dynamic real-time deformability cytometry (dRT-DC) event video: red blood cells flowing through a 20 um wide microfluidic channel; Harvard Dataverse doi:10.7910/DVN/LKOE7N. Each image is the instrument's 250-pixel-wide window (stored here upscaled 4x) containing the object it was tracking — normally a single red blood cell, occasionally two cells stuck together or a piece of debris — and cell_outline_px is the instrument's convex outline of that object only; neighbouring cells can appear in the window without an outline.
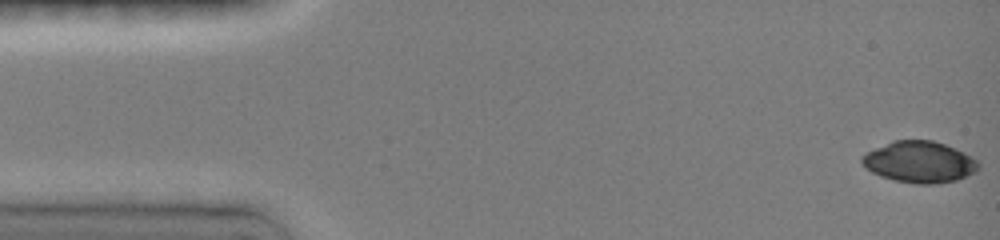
{"species": "common noctule bat (a hibernating species)", "species_latin": "Nyctalus noctula", "temperature_condition": "room temperature", "stored_images_in_passage": 48, "camera_frame_rate_fps": 3000, "um_per_image_px": 0.085, "animal": {"sex": "female", "body_mass_g": 19.0, "forearm_length_mm": 51.5}, "frame": {"image": 1, "passage_image": 1, "time_ms": 0.0, "image_size_px": [1000, 240], "cell_outline_px": [[980, 168], [976, 172], [956, 180], [932, 184], [916, 184], [896, 180], [880, 176], [864, 168], [860, 160], [860, 156], [892, 140], [932, 140], [944, 144], [964, 152], [972, 156], [980, 164]], "centroid_in_image_um": [78.15, 13.77], "position_along_channel_um": 6.9, "area_um2": 28.15}}
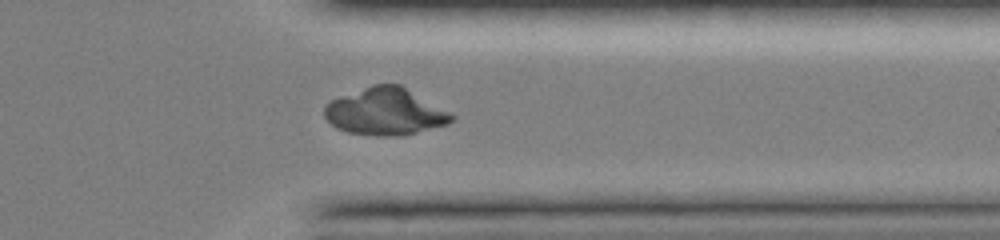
{"frame": {"image": 2, "passage_image": 38, "time_ms": 12.333, "image_size_px": [1000, 240], "cell_outline_px": [[456, 116], [448, 124], [416, 132], [396, 136], [376, 136], [348, 132], [336, 128], [324, 116], [324, 108], [332, 100], [340, 96], [372, 84], [400, 84]], "centroid_in_image_um": [32.73, 9.49], "position_along_channel_um": 378.7, "area_um2": 34.56}}
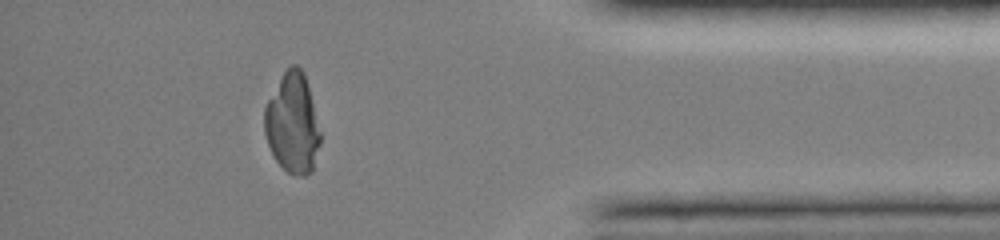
{"frame": {"image": 3, "passage_image": 42, "time_ms": 13.667, "image_size_px": [1000, 240], "cell_outline_px": [[320, 144], [312, 172], [304, 176], [300, 176], [288, 172], [276, 160], [268, 144], [264, 132], [264, 108], [268, 100], [284, 72], [292, 64], [296, 64], [304, 72], [320, 132]], "centroid_in_image_um": [24.86, 10.5], "position_along_channel_um": 410.3, "area_um2": 32.08}}